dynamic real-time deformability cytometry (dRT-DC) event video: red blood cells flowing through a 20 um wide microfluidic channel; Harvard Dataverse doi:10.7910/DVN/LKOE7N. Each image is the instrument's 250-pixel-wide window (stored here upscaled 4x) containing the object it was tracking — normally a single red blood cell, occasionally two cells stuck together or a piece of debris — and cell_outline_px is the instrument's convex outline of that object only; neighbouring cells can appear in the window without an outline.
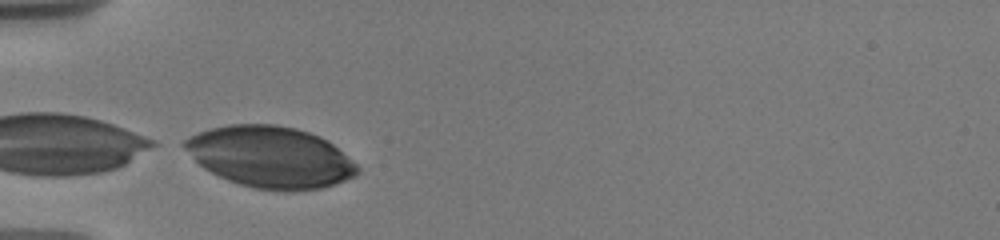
{"species": "human", "species_latin": "Homo sapiens", "temperature_condition": "warm", "stored_images_in_passage": 23, "camera_frame_rate_fps": 3000, "um_per_image_px": 0.085, "donor": {"sex": "male"}, "frame": {"image": 1, "passage_image": 1, "time_ms": 0.0, "image_size_px": [1000, 240], "cell_outline_px": [[360, 172], [356, 176], [336, 184], [320, 188], [292, 192], [288, 192], [252, 188], [228, 180], [204, 168], [180, 144], [188, 136], [196, 132], [208, 128], [228, 124], [276, 124], [296, 128], [320, 136], [328, 140], [352, 160], [360, 168]], "centroid_in_image_um": [22.99, 13.34], "position_along_channel_um": 62.0, "area_um2": 62.19}}
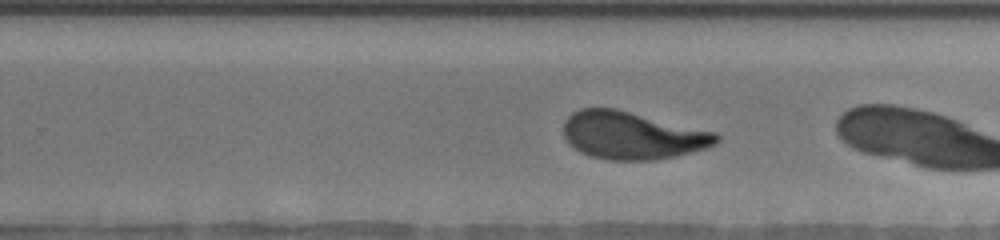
{"frame": {"image": 2, "passage_image": 20, "time_ms": 4.667, "image_size_px": [1000, 240], "cell_outline_px": [[720, 140], [716, 144], [708, 148], [676, 156], [652, 160], [608, 160], [588, 156], [580, 152], [568, 144], [564, 136], [564, 120], [572, 112], [580, 108], [616, 108], [716, 132], [720, 136]], "centroid_in_image_um": [53.73, 11.51], "position_along_channel_um": 276.1, "area_um2": 42.83}}